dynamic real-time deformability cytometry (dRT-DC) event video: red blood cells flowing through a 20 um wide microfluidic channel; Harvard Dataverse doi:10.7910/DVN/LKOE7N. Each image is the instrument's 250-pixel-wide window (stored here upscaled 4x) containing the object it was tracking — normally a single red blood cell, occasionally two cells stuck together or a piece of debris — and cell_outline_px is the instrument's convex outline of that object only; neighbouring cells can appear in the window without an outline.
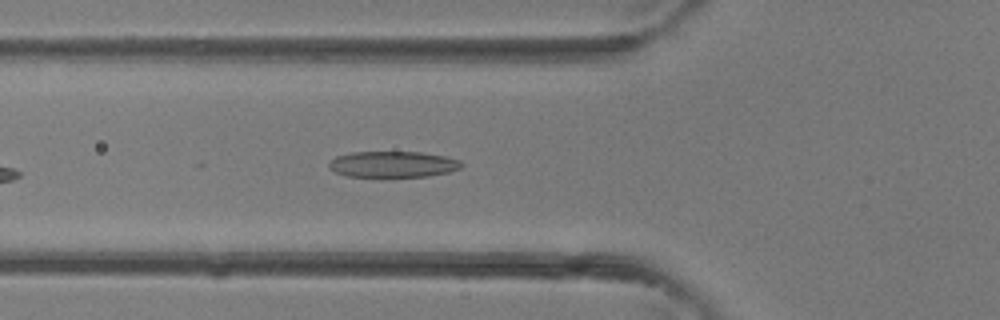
{"species": "common noctule bat (a hibernating species)", "species_latin": "Nyctalus noctula", "temperature_condition": "room temperature", "stored_images_in_passage": 5, "camera_frame_rate_fps": 3000, "um_per_image_px": 0.085, "animal": {"sex": "female"}, "frame": {"image": 1, "passage_image": 5, "time_ms": 1.333, "image_size_px": [1000, 320], "cell_outline_px": [[464, 164], [460, 168], [448, 172], [428, 176], [348, 176], [336, 172], [328, 168], [328, 164], [336, 156], [352, 152], [420, 152], [444, 156], [460, 160]], "centroid_in_image_um": [33.4, 13.95], "position_along_channel_um": 92.4, "area_um2": 19.94}}